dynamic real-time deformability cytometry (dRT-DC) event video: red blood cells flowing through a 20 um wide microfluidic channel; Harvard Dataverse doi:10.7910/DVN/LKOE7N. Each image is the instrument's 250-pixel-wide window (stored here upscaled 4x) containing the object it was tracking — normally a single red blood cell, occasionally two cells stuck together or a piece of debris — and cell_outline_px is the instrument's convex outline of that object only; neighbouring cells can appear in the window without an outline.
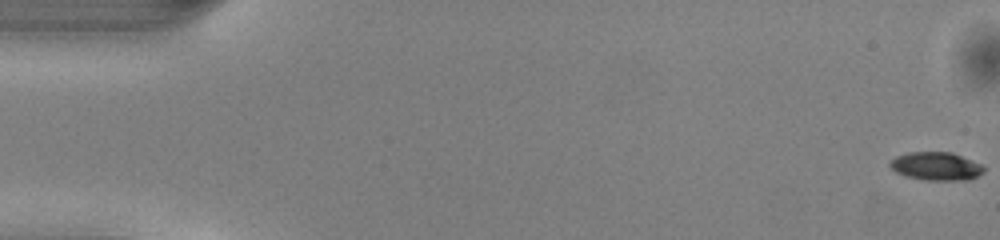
{"species": "common noctule bat (a hibernating species)", "species_latin": "Nyctalus noctula", "temperature_condition": "warm", "stored_images_in_passage": 51, "camera_frame_rate_fps": 3000, "um_per_image_px": 0.085, "animal": {"sex": "male", "body_mass_g": 13.0, "forearm_length_mm": 53.1}, "frame": {"image": 1, "passage_image": 1, "time_ms": 0.0, "image_size_px": [1000, 240], "cell_outline_px": [[984, 172], [968, 180], [924, 180], [904, 176], [896, 172], [888, 164], [896, 156], [908, 152], [952, 152], [980, 164], [984, 168]], "centroid_in_image_um": [79.54, 14.13], "position_along_channel_um": 5.5, "area_um2": 15.37}}
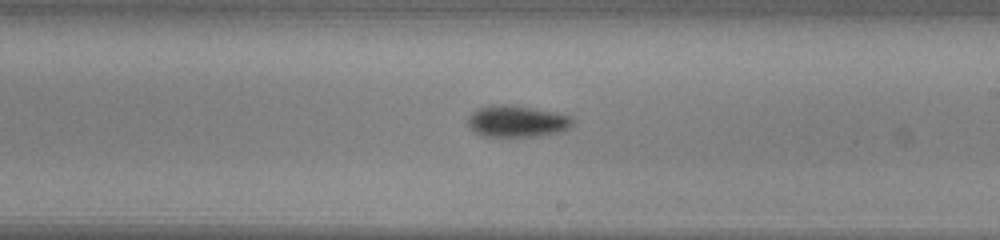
{"frame": {"image": 2, "passage_image": 30, "time_ms": 9.667, "image_size_px": [1000, 240], "cell_outline_px": [[572, 124], [568, 128], [560, 132], [540, 136], [480, 136], [468, 124], [468, 116], [476, 108], [488, 104], [512, 104], [572, 116]], "centroid_in_image_um": [43.9, 10.29], "position_along_channel_um": 245.1, "area_um2": 19.36}}
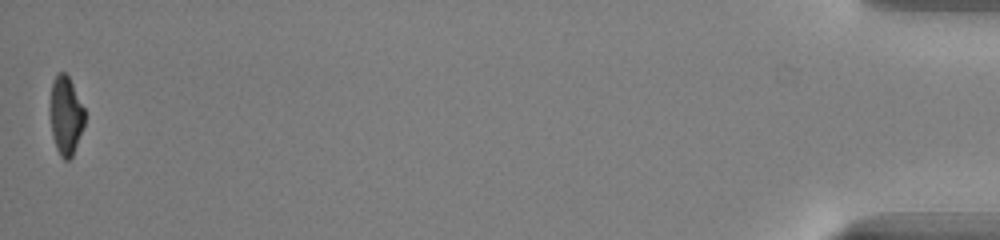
{"frame": {"image": 3, "passage_image": 51, "time_ms": 16.667, "image_size_px": [1000, 240], "cell_outline_px": [[84, 124], [72, 156], [68, 160], [64, 160], [60, 156], [56, 148], [52, 136], [48, 112], [48, 108], [52, 80], [56, 72], [64, 72], [68, 76], [84, 108]], "centroid_in_image_um": [5.53, 9.79], "position_along_channel_um": 429.7, "area_um2": 16.13}, "authors_computed_cell_mechanics": {"area_um2": 17.6868, "velocity_mm_per_s": 4.0901, "shape_relaxation_time_tau1_ms": 2.672, "shape_relaxation_time_tau2_ms": null, "deformation_change_tau1": 0.1372, "deformation_change_tau2": null}}